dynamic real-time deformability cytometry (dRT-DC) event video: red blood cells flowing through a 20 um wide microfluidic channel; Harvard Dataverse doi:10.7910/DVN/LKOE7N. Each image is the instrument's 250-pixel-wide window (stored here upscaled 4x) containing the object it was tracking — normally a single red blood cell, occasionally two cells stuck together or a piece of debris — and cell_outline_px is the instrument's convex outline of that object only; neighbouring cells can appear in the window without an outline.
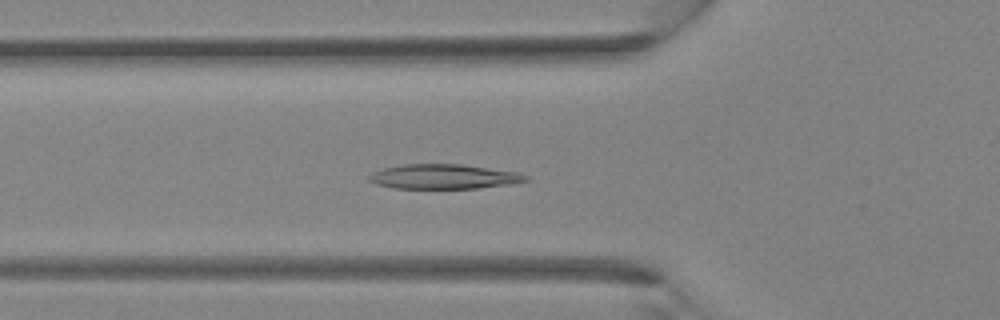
{"species": "Egyptian fruit bat (a non-hibernating species)", "species_latin": "Rousettus aegyptiacus", "temperature_condition": "room temperature", "stored_images_in_passage": 26, "camera_frame_rate_fps": 3000, "um_per_image_px": 0.085, "animal": {"sex": "female"}, "frame": {"image": 1, "passage_image": 2, "time_ms": 0.333, "image_size_px": [1000, 320], "cell_outline_px": [[528, 180], [512, 184], [476, 188], [392, 188], [376, 184], [368, 180], [368, 176], [372, 172], [384, 168], [404, 164], [460, 164], [516, 172], [528, 176]], "centroid_in_image_um": [37.68, 15.01], "position_along_channel_um": 88.1, "area_um2": 22.37}}
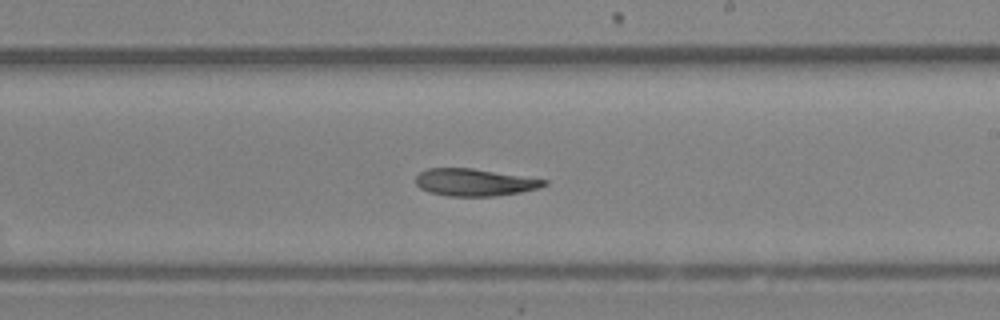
{"frame": {"image": 2, "passage_image": 11, "time_ms": 3.333, "image_size_px": [1000, 320], "cell_outline_px": [[548, 184], [540, 188], [520, 192], [492, 196], [448, 196], [428, 192], [420, 188], [416, 184], [416, 176], [420, 172], [428, 168], [472, 168], [548, 180]], "centroid_in_image_um": [40.33, 15.5], "position_along_channel_um": 248.7, "area_um2": 20.35}}
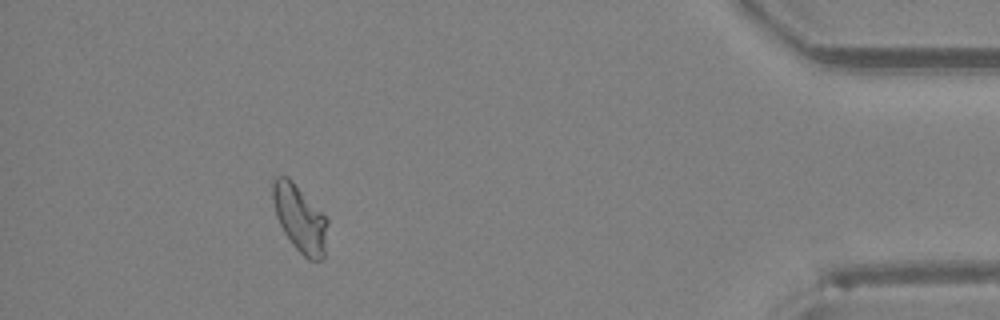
{"frame": {"image": 3, "passage_image": 23, "time_ms": 7.333, "image_size_px": [1000, 320], "cell_outline_px": [[328, 224], [324, 256], [320, 260], [308, 260], [292, 244], [284, 232], [276, 216], [272, 200], [272, 180], [276, 176], [288, 176], [292, 180], [328, 220]], "centroid_in_image_um": [25.47, 18.57], "position_along_channel_um": 409.7, "area_um2": 21.21}}